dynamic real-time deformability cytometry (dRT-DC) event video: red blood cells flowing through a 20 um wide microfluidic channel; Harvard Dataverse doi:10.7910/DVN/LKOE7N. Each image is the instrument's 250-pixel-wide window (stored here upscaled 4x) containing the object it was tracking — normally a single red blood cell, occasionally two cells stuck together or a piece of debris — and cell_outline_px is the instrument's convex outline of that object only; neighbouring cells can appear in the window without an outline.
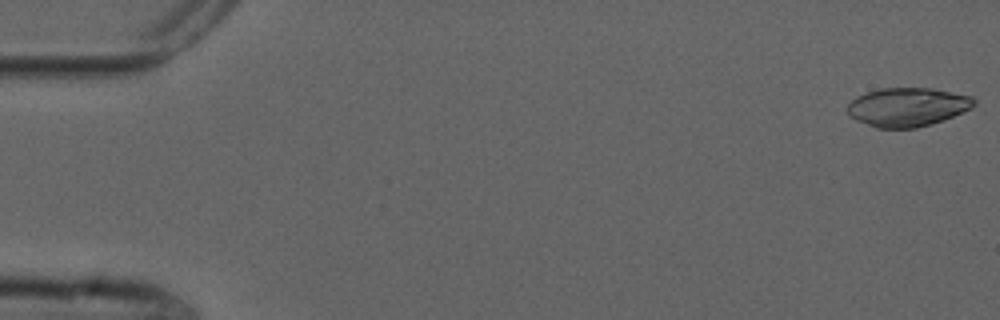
{"species": "common noctule bat (a hibernating species)", "species_latin": "Nyctalus noctula", "temperature_condition": "cold", "stored_images_in_passage": 54, "camera_frame_rate_fps": 3000, "um_per_image_px": 0.085, "animal": {"sex": "male", "forearm_length_mm": 52.5}, "frame": {"image": 1, "passage_image": 1, "time_ms": 0.0, "image_size_px": [1000, 320], "cell_outline_px": [[976, 104], [972, 108], [944, 120], [916, 128], [876, 128], [856, 120], [848, 116], [844, 108], [856, 96], [868, 92], [884, 88], [932, 88], [972, 96], [976, 100]], "centroid_in_image_um": [77.12, 9.1], "position_along_channel_um": 7.9, "area_um2": 28.84}}
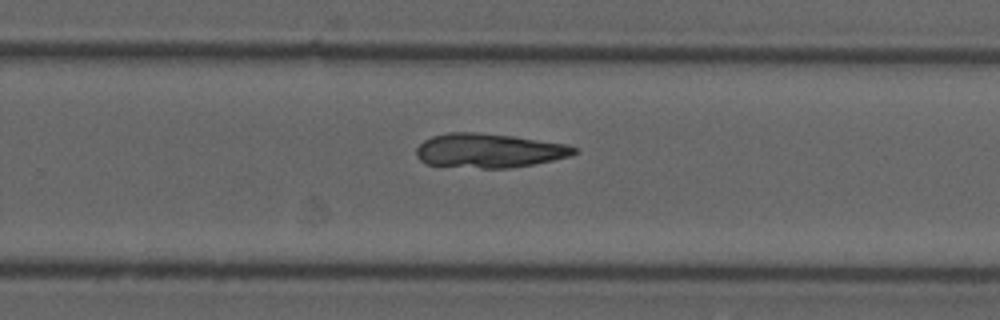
{"frame": {"image": 2, "passage_image": 35, "time_ms": 11.333, "image_size_px": [1000, 320], "cell_outline_px": [[580, 152], [572, 156], [512, 168], [480, 168], [424, 164], [416, 156], [416, 148], [424, 140], [432, 136], [448, 132], [476, 132], [512, 136], [568, 144], [580, 148]], "centroid_in_image_um": [41.59, 12.8], "position_along_channel_um": 288.2, "area_um2": 31.73}}
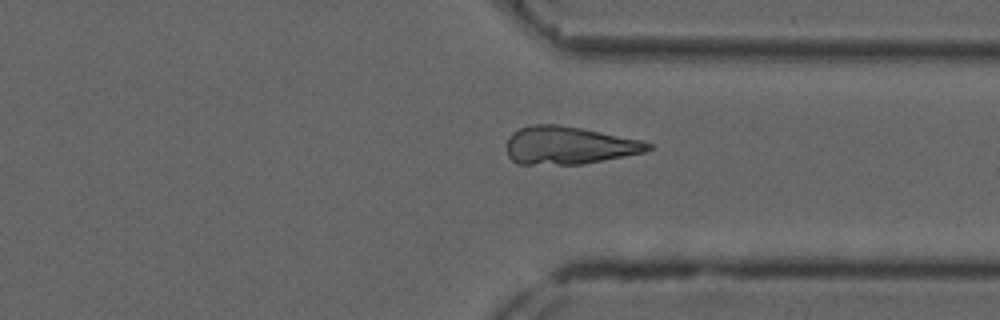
{"frame": {"image": 3, "passage_image": 41, "time_ms": 13.333, "image_size_px": [1000, 320], "cell_outline_px": [[652, 148], [644, 152], [624, 156], [580, 164], [520, 164], [512, 160], [508, 156], [504, 144], [512, 132], [520, 128], [532, 124], [556, 124], [580, 128], [640, 140], [652, 144]], "centroid_in_image_um": [48.28, 12.35], "position_along_channel_um": 363.1, "area_um2": 30.98}}